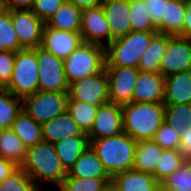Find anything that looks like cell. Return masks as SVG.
Here are the masks:
<instances>
[{
	"label": "cell",
	"mask_w": 191,
	"mask_h": 191,
	"mask_svg": "<svg viewBox=\"0 0 191 191\" xmlns=\"http://www.w3.org/2000/svg\"><path fill=\"white\" fill-rule=\"evenodd\" d=\"M124 132L122 105L107 102L99 106L88 139L106 138Z\"/></svg>",
	"instance_id": "cell-14"
},
{
	"label": "cell",
	"mask_w": 191,
	"mask_h": 191,
	"mask_svg": "<svg viewBox=\"0 0 191 191\" xmlns=\"http://www.w3.org/2000/svg\"><path fill=\"white\" fill-rule=\"evenodd\" d=\"M160 191H188V190L178 188V189H160Z\"/></svg>",
	"instance_id": "cell-50"
},
{
	"label": "cell",
	"mask_w": 191,
	"mask_h": 191,
	"mask_svg": "<svg viewBox=\"0 0 191 191\" xmlns=\"http://www.w3.org/2000/svg\"><path fill=\"white\" fill-rule=\"evenodd\" d=\"M83 42L80 32L48 28L43 30L41 48L58 58H67Z\"/></svg>",
	"instance_id": "cell-15"
},
{
	"label": "cell",
	"mask_w": 191,
	"mask_h": 191,
	"mask_svg": "<svg viewBox=\"0 0 191 191\" xmlns=\"http://www.w3.org/2000/svg\"><path fill=\"white\" fill-rule=\"evenodd\" d=\"M26 146L9 128L0 129V157L12 161L20 167L25 159Z\"/></svg>",
	"instance_id": "cell-28"
},
{
	"label": "cell",
	"mask_w": 191,
	"mask_h": 191,
	"mask_svg": "<svg viewBox=\"0 0 191 191\" xmlns=\"http://www.w3.org/2000/svg\"><path fill=\"white\" fill-rule=\"evenodd\" d=\"M15 52L0 50V88H5L12 76Z\"/></svg>",
	"instance_id": "cell-40"
},
{
	"label": "cell",
	"mask_w": 191,
	"mask_h": 191,
	"mask_svg": "<svg viewBox=\"0 0 191 191\" xmlns=\"http://www.w3.org/2000/svg\"><path fill=\"white\" fill-rule=\"evenodd\" d=\"M7 11L5 2L3 0H0V16Z\"/></svg>",
	"instance_id": "cell-49"
},
{
	"label": "cell",
	"mask_w": 191,
	"mask_h": 191,
	"mask_svg": "<svg viewBox=\"0 0 191 191\" xmlns=\"http://www.w3.org/2000/svg\"><path fill=\"white\" fill-rule=\"evenodd\" d=\"M59 159L68 172L89 146L88 135L65 137L54 143Z\"/></svg>",
	"instance_id": "cell-22"
},
{
	"label": "cell",
	"mask_w": 191,
	"mask_h": 191,
	"mask_svg": "<svg viewBox=\"0 0 191 191\" xmlns=\"http://www.w3.org/2000/svg\"><path fill=\"white\" fill-rule=\"evenodd\" d=\"M76 6L77 8L83 10L87 8L102 6L105 0H66Z\"/></svg>",
	"instance_id": "cell-45"
},
{
	"label": "cell",
	"mask_w": 191,
	"mask_h": 191,
	"mask_svg": "<svg viewBox=\"0 0 191 191\" xmlns=\"http://www.w3.org/2000/svg\"><path fill=\"white\" fill-rule=\"evenodd\" d=\"M184 165L188 168L189 171V181H190V191H191V160L185 161Z\"/></svg>",
	"instance_id": "cell-48"
},
{
	"label": "cell",
	"mask_w": 191,
	"mask_h": 191,
	"mask_svg": "<svg viewBox=\"0 0 191 191\" xmlns=\"http://www.w3.org/2000/svg\"><path fill=\"white\" fill-rule=\"evenodd\" d=\"M7 10L31 9L33 0H3Z\"/></svg>",
	"instance_id": "cell-44"
},
{
	"label": "cell",
	"mask_w": 191,
	"mask_h": 191,
	"mask_svg": "<svg viewBox=\"0 0 191 191\" xmlns=\"http://www.w3.org/2000/svg\"><path fill=\"white\" fill-rule=\"evenodd\" d=\"M191 70V37L175 35L167 42L160 60V73L166 77L173 73Z\"/></svg>",
	"instance_id": "cell-11"
},
{
	"label": "cell",
	"mask_w": 191,
	"mask_h": 191,
	"mask_svg": "<svg viewBox=\"0 0 191 191\" xmlns=\"http://www.w3.org/2000/svg\"><path fill=\"white\" fill-rule=\"evenodd\" d=\"M168 0H147L145 5L148 8L151 20L157 27L158 33H162V16L164 15L165 4Z\"/></svg>",
	"instance_id": "cell-41"
},
{
	"label": "cell",
	"mask_w": 191,
	"mask_h": 191,
	"mask_svg": "<svg viewBox=\"0 0 191 191\" xmlns=\"http://www.w3.org/2000/svg\"><path fill=\"white\" fill-rule=\"evenodd\" d=\"M172 35L156 33L149 44V47L141 56L138 69L141 72H159L160 60L166 51L167 42Z\"/></svg>",
	"instance_id": "cell-25"
},
{
	"label": "cell",
	"mask_w": 191,
	"mask_h": 191,
	"mask_svg": "<svg viewBox=\"0 0 191 191\" xmlns=\"http://www.w3.org/2000/svg\"><path fill=\"white\" fill-rule=\"evenodd\" d=\"M24 49L19 41L10 12L7 10L0 16V50L17 52Z\"/></svg>",
	"instance_id": "cell-34"
},
{
	"label": "cell",
	"mask_w": 191,
	"mask_h": 191,
	"mask_svg": "<svg viewBox=\"0 0 191 191\" xmlns=\"http://www.w3.org/2000/svg\"><path fill=\"white\" fill-rule=\"evenodd\" d=\"M67 175L72 178H112L90 146L81 154Z\"/></svg>",
	"instance_id": "cell-21"
},
{
	"label": "cell",
	"mask_w": 191,
	"mask_h": 191,
	"mask_svg": "<svg viewBox=\"0 0 191 191\" xmlns=\"http://www.w3.org/2000/svg\"><path fill=\"white\" fill-rule=\"evenodd\" d=\"M162 151L153 140L137 142L133 169L153 175Z\"/></svg>",
	"instance_id": "cell-26"
},
{
	"label": "cell",
	"mask_w": 191,
	"mask_h": 191,
	"mask_svg": "<svg viewBox=\"0 0 191 191\" xmlns=\"http://www.w3.org/2000/svg\"><path fill=\"white\" fill-rule=\"evenodd\" d=\"M158 31H130L105 48V66L138 67L141 56Z\"/></svg>",
	"instance_id": "cell-4"
},
{
	"label": "cell",
	"mask_w": 191,
	"mask_h": 191,
	"mask_svg": "<svg viewBox=\"0 0 191 191\" xmlns=\"http://www.w3.org/2000/svg\"><path fill=\"white\" fill-rule=\"evenodd\" d=\"M37 48H25L15 52L11 79L5 87L18 98H25L38 91Z\"/></svg>",
	"instance_id": "cell-6"
},
{
	"label": "cell",
	"mask_w": 191,
	"mask_h": 191,
	"mask_svg": "<svg viewBox=\"0 0 191 191\" xmlns=\"http://www.w3.org/2000/svg\"><path fill=\"white\" fill-rule=\"evenodd\" d=\"M75 135L87 134L82 132L68 111L42 124L43 141L54 144L58 140Z\"/></svg>",
	"instance_id": "cell-20"
},
{
	"label": "cell",
	"mask_w": 191,
	"mask_h": 191,
	"mask_svg": "<svg viewBox=\"0 0 191 191\" xmlns=\"http://www.w3.org/2000/svg\"><path fill=\"white\" fill-rule=\"evenodd\" d=\"M123 129L136 142L153 140L164 122L163 103L131 102L122 106Z\"/></svg>",
	"instance_id": "cell-3"
},
{
	"label": "cell",
	"mask_w": 191,
	"mask_h": 191,
	"mask_svg": "<svg viewBox=\"0 0 191 191\" xmlns=\"http://www.w3.org/2000/svg\"><path fill=\"white\" fill-rule=\"evenodd\" d=\"M22 111V99L6 88H0V129L11 128Z\"/></svg>",
	"instance_id": "cell-29"
},
{
	"label": "cell",
	"mask_w": 191,
	"mask_h": 191,
	"mask_svg": "<svg viewBox=\"0 0 191 191\" xmlns=\"http://www.w3.org/2000/svg\"><path fill=\"white\" fill-rule=\"evenodd\" d=\"M181 135L174 131L167 123L163 122L156 131L153 141L162 149L180 150Z\"/></svg>",
	"instance_id": "cell-37"
},
{
	"label": "cell",
	"mask_w": 191,
	"mask_h": 191,
	"mask_svg": "<svg viewBox=\"0 0 191 191\" xmlns=\"http://www.w3.org/2000/svg\"><path fill=\"white\" fill-rule=\"evenodd\" d=\"M97 106L83 101H72L70 98L67 103V111L77 122L78 127L84 133H88L93 125V122L98 111Z\"/></svg>",
	"instance_id": "cell-30"
},
{
	"label": "cell",
	"mask_w": 191,
	"mask_h": 191,
	"mask_svg": "<svg viewBox=\"0 0 191 191\" xmlns=\"http://www.w3.org/2000/svg\"><path fill=\"white\" fill-rule=\"evenodd\" d=\"M163 104H191V70L165 77Z\"/></svg>",
	"instance_id": "cell-18"
},
{
	"label": "cell",
	"mask_w": 191,
	"mask_h": 191,
	"mask_svg": "<svg viewBox=\"0 0 191 191\" xmlns=\"http://www.w3.org/2000/svg\"><path fill=\"white\" fill-rule=\"evenodd\" d=\"M185 162L181 150L163 149L157 162L154 178L160 183L167 176L179 169Z\"/></svg>",
	"instance_id": "cell-32"
},
{
	"label": "cell",
	"mask_w": 191,
	"mask_h": 191,
	"mask_svg": "<svg viewBox=\"0 0 191 191\" xmlns=\"http://www.w3.org/2000/svg\"><path fill=\"white\" fill-rule=\"evenodd\" d=\"M180 150L183 153L185 161L191 160V128L186 129L181 134Z\"/></svg>",
	"instance_id": "cell-42"
},
{
	"label": "cell",
	"mask_w": 191,
	"mask_h": 191,
	"mask_svg": "<svg viewBox=\"0 0 191 191\" xmlns=\"http://www.w3.org/2000/svg\"><path fill=\"white\" fill-rule=\"evenodd\" d=\"M111 178H72L68 175L57 191H100Z\"/></svg>",
	"instance_id": "cell-36"
},
{
	"label": "cell",
	"mask_w": 191,
	"mask_h": 191,
	"mask_svg": "<svg viewBox=\"0 0 191 191\" xmlns=\"http://www.w3.org/2000/svg\"><path fill=\"white\" fill-rule=\"evenodd\" d=\"M89 146L111 177L133 169L137 142L125 132L106 138L89 139Z\"/></svg>",
	"instance_id": "cell-2"
},
{
	"label": "cell",
	"mask_w": 191,
	"mask_h": 191,
	"mask_svg": "<svg viewBox=\"0 0 191 191\" xmlns=\"http://www.w3.org/2000/svg\"><path fill=\"white\" fill-rule=\"evenodd\" d=\"M8 11L20 45L24 49L40 47L45 22L30 9Z\"/></svg>",
	"instance_id": "cell-12"
},
{
	"label": "cell",
	"mask_w": 191,
	"mask_h": 191,
	"mask_svg": "<svg viewBox=\"0 0 191 191\" xmlns=\"http://www.w3.org/2000/svg\"><path fill=\"white\" fill-rule=\"evenodd\" d=\"M100 191H117L112 181L108 182Z\"/></svg>",
	"instance_id": "cell-47"
},
{
	"label": "cell",
	"mask_w": 191,
	"mask_h": 191,
	"mask_svg": "<svg viewBox=\"0 0 191 191\" xmlns=\"http://www.w3.org/2000/svg\"><path fill=\"white\" fill-rule=\"evenodd\" d=\"M18 167L12 161L0 157V182L10 176Z\"/></svg>",
	"instance_id": "cell-43"
},
{
	"label": "cell",
	"mask_w": 191,
	"mask_h": 191,
	"mask_svg": "<svg viewBox=\"0 0 191 191\" xmlns=\"http://www.w3.org/2000/svg\"><path fill=\"white\" fill-rule=\"evenodd\" d=\"M68 95L72 101H83L97 107L109 102L108 76L105 68L99 73L71 83Z\"/></svg>",
	"instance_id": "cell-9"
},
{
	"label": "cell",
	"mask_w": 191,
	"mask_h": 191,
	"mask_svg": "<svg viewBox=\"0 0 191 191\" xmlns=\"http://www.w3.org/2000/svg\"><path fill=\"white\" fill-rule=\"evenodd\" d=\"M184 36L191 37V0L188 1V9L184 19Z\"/></svg>",
	"instance_id": "cell-46"
},
{
	"label": "cell",
	"mask_w": 191,
	"mask_h": 191,
	"mask_svg": "<svg viewBox=\"0 0 191 191\" xmlns=\"http://www.w3.org/2000/svg\"><path fill=\"white\" fill-rule=\"evenodd\" d=\"M164 122L181 135L191 128V104L165 105Z\"/></svg>",
	"instance_id": "cell-31"
},
{
	"label": "cell",
	"mask_w": 191,
	"mask_h": 191,
	"mask_svg": "<svg viewBox=\"0 0 191 191\" xmlns=\"http://www.w3.org/2000/svg\"><path fill=\"white\" fill-rule=\"evenodd\" d=\"M68 99V92H42L38 90L22 99V110L42 125L65 113Z\"/></svg>",
	"instance_id": "cell-7"
},
{
	"label": "cell",
	"mask_w": 191,
	"mask_h": 191,
	"mask_svg": "<svg viewBox=\"0 0 191 191\" xmlns=\"http://www.w3.org/2000/svg\"><path fill=\"white\" fill-rule=\"evenodd\" d=\"M0 191H42L38 185L18 167L0 182Z\"/></svg>",
	"instance_id": "cell-35"
},
{
	"label": "cell",
	"mask_w": 191,
	"mask_h": 191,
	"mask_svg": "<svg viewBox=\"0 0 191 191\" xmlns=\"http://www.w3.org/2000/svg\"><path fill=\"white\" fill-rule=\"evenodd\" d=\"M20 168L42 189V184L51 183L58 189L68 172L51 142L41 141L27 148L25 159Z\"/></svg>",
	"instance_id": "cell-1"
},
{
	"label": "cell",
	"mask_w": 191,
	"mask_h": 191,
	"mask_svg": "<svg viewBox=\"0 0 191 191\" xmlns=\"http://www.w3.org/2000/svg\"><path fill=\"white\" fill-rule=\"evenodd\" d=\"M65 0H33L31 11L45 23Z\"/></svg>",
	"instance_id": "cell-39"
},
{
	"label": "cell",
	"mask_w": 191,
	"mask_h": 191,
	"mask_svg": "<svg viewBox=\"0 0 191 191\" xmlns=\"http://www.w3.org/2000/svg\"><path fill=\"white\" fill-rule=\"evenodd\" d=\"M178 188L190 191L189 171L184 164L160 182V189Z\"/></svg>",
	"instance_id": "cell-38"
},
{
	"label": "cell",
	"mask_w": 191,
	"mask_h": 191,
	"mask_svg": "<svg viewBox=\"0 0 191 191\" xmlns=\"http://www.w3.org/2000/svg\"><path fill=\"white\" fill-rule=\"evenodd\" d=\"M165 77L159 72H141L138 75L132 102L163 103Z\"/></svg>",
	"instance_id": "cell-17"
},
{
	"label": "cell",
	"mask_w": 191,
	"mask_h": 191,
	"mask_svg": "<svg viewBox=\"0 0 191 191\" xmlns=\"http://www.w3.org/2000/svg\"><path fill=\"white\" fill-rule=\"evenodd\" d=\"M38 90L42 92H68L69 83L64 60L41 47H37Z\"/></svg>",
	"instance_id": "cell-8"
},
{
	"label": "cell",
	"mask_w": 191,
	"mask_h": 191,
	"mask_svg": "<svg viewBox=\"0 0 191 191\" xmlns=\"http://www.w3.org/2000/svg\"><path fill=\"white\" fill-rule=\"evenodd\" d=\"M111 181L117 191H160V183L154 175L135 169L119 172L112 176Z\"/></svg>",
	"instance_id": "cell-19"
},
{
	"label": "cell",
	"mask_w": 191,
	"mask_h": 191,
	"mask_svg": "<svg viewBox=\"0 0 191 191\" xmlns=\"http://www.w3.org/2000/svg\"><path fill=\"white\" fill-rule=\"evenodd\" d=\"M10 129L22 140L26 148L43 141L42 125L29 117L23 110L17 116Z\"/></svg>",
	"instance_id": "cell-27"
},
{
	"label": "cell",
	"mask_w": 191,
	"mask_h": 191,
	"mask_svg": "<svg viewBox=\"0 0 191 191\" xmlns=\"http://www.w3.org/2000/svg\"><path fill=\"white\" fill-rule=\"evenodd\" d=\"M105 47L82 42L64 59L65 75L69 85L105 68Z\"/></svg>",
	"instance_id": "cell-5"
},
{
	"label": "cell",
	"mask_w": 191,
	"mask_h": 191,
	"mask_svg": "<svg viewBox=\"0 0 191 191\" xmlns=\"http://www.w3.org/2000/svg\"><path fill=\"white\" fill-rule=\"evenodd\" d=\"M188 0H168L162 16V33L184 36V19Z\"/></svg>",
	"instance_id": "cell-23"
},
{
	"label": "cell",
	"mask_w": 191,
	"mask_h": 191,
	"mask_svg": "<svg viewBox=\"0 0 191 191\" xmlns=\"http://www.w3.org/2000/svg\"><path fill=\"white\" fill-rule=\"evenodd\" d=\"M102 8L111 31V42L132 31L130 0H105Z\"/></svg>",
	"instance_id": "cell-16"
},
{
	"label": "cell",
	"mask_w": 191,
	"mask_h": 191,
	"mask_svg": "<svg viewBox=\"0 0 191 191\" xmlns=\"http://www.w3.org/2000/svg\"><path fill=\"white\" fill-rule=\"evenodd\" d=\"M105 71L108 76L109 102L122 106L131 103L140 70L135 67L105 66Z\"/></svg>",
	"instance_id": "cell-10"
},
{
	"label": "cell",
	"mask_w": 191,
	"mask_h": 191,
	"mask_svg": "<svg viewBox=\"0 0 191 191\" xmlns=\"http://www.w3.org/2000/svg\"><path fill=\"white\" fill-rule=\"evenodd\" d=\"M81 19L82 10L65 0L64 3L46 21L45 25L48 28L69 32H80Z\"/></svg>",
	"instance_id": "cell-24"
},
{
	"label": "cell",
	"mask_w": 191,
	"mask_h": 191,
	"mask_svg": "<svg viewBox=\"0 0 191 191\" xmlns=\"http://www.w3.org/2000/svg\"><path fill=\"white\" fill-rule=\"evenodd\" d=\"M132 31H158L143 0H130Z\"/></svg>",
	"instance_id": "cell-33"
},
{
	"label": "cell",
	"mask_w": 191,
	"mask_h": 191,
	"mask_svg": "<svg viewBox=\"0 0 191 191\" xmlns=\"http://www.w3.org/2000/svg\"><path fill=\"white\" fill-rule=\"evenodd\" d=\"M80 35L83 42L105 48L111 43V31L102 6L82 10Z\"/></svg>",
	"instance_id": "cell-13"
}]
</instances>
